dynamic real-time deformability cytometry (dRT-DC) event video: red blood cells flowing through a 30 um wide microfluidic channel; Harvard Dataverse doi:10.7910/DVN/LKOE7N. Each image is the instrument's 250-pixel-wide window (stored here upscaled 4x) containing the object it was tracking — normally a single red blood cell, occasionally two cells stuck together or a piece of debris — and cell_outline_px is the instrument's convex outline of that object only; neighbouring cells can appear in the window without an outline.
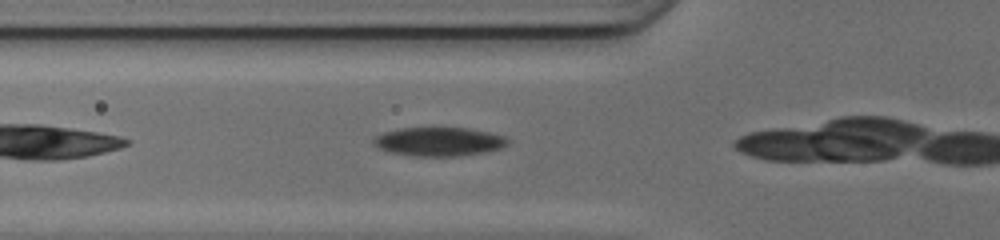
{"species": "common noctule bat (a hibernating species)", "species_latin": "Nyctalus noctula", "temperature_condition": "cold", "stored_images_in_passage": 24, "camera_frame_rate_fps": 3000, "um_per_image_px": 0.085, "animal": {"sex": "female", "body_mass_g": 17.0, "forearm_length_mm": 48.0}, "frame": {"image": 1, "passage_image": 2, "time_ms": 0.333, "image_size_px": [1000, 240], "cell_outline_px": [[508, 140], [500, 148], [484, 152], [460, 156], [416, 156], [392, 152], [380, 148], [372, 144], [372, 140], [376, 136], [384, 132], [400, 128], [468, 128], [488, 132], [504, 136]], "centroid_in_image_um": [37.27, 12.03], "position_along_channel_um": 88.5, "area_um2": 22.2}}
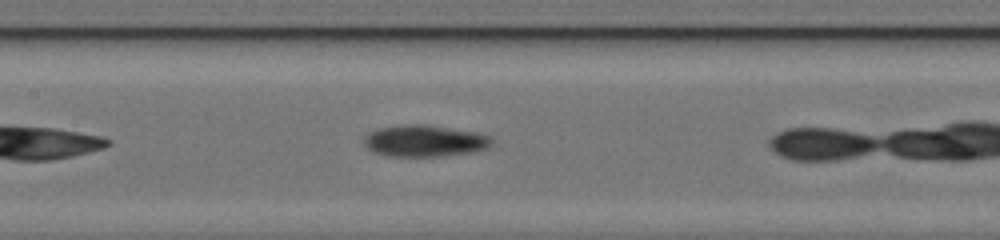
{"frame": {"image": 2, "passage_image": 8, "time_ms": 2.333, "image_size_px": [1000, 240], "cell_outline_px": [[492, 144], [488, 148], [472, 152], [444, 156], [388, 156], [376, 152], [368, 148], [364, 144], [364, 140], [372, 132], [380, 128], [404, 124], [424, 124], [472, 132], [488, 136], [492, 140]], "centroid_in_image_um": [36.11, 11.98], "position_along_channel_um": 171.3, "area_um2": 23.06}}
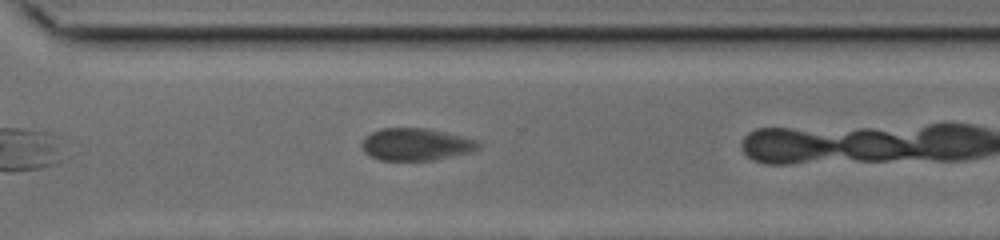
{"frame": {"image": 3, "passage_image": 20, "time_ms": 6.333, "image_size_px": [1000, 240], "cell_outline_px": [[480, 144], [476, 148], [468, 152], [432, 160], [380, 160], [364, 152], [360, 144], [364, 136], [380, 128], [428, 128], [476, 140]], "centroid_in_image_um": [35.26, 12.26], "position_along_channel_um": 335.3, "area_um2": 21.62}}